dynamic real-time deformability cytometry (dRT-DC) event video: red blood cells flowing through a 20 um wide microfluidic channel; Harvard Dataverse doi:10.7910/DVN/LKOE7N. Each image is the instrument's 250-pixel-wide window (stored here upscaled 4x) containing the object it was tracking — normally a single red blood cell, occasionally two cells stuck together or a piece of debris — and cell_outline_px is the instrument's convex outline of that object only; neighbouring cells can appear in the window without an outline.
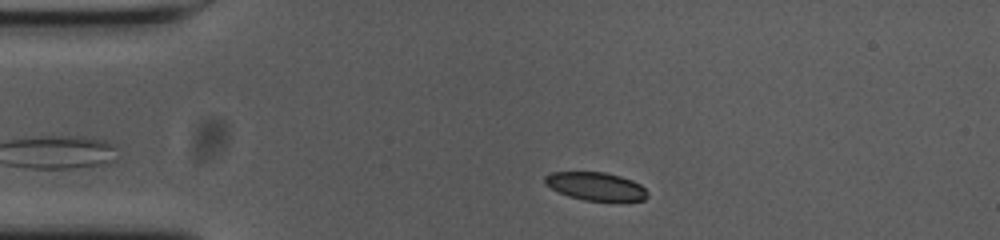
{"species": "common noctule bat (a hibernating species)", "species_latin": "Nyctalus noctula", "temperature_condition": "cold", "stored_images_in_passage": 41, "camera_frame_rate_fps": 3000, "um_per_image_px": 0.085, "animal": {"sex": "female", "body_mass_g": 23.0, "forearm_length_mm": 53.4}, "frame": {"image": 1, "passage_image": 3, "time_ms": 0.667, "image_size_px": [1000, 240], "cell_outline_px": [[648, 196], [644, 200], [584, 200], [568, 196], [552, 188], [544, 180], [544, 176], [552, 172], [604, 172], [620, 176], [632, 180], [640, 184], [648, 192]], "centroid_in_image_um": [50.65, 15.82], "position_along_channel_um": 34.3, "area_um2": 16.53}}
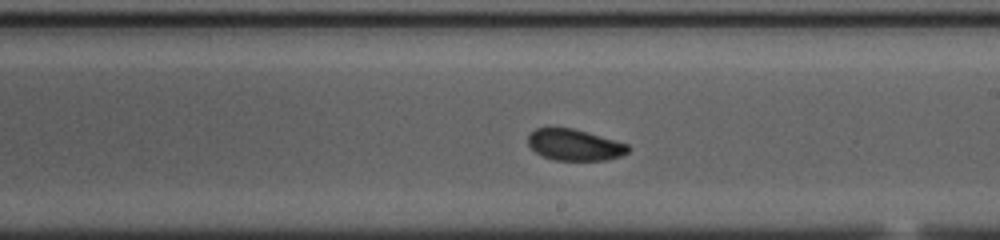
{"frame": {"image": 2, "passage_image": 23, "time_ms": 7.333, "image_size_px": [1000, 240], "cell_outline_px": [[628, 152], [620, 156], [604, 160], [552, 160], [536, 152], [528, 144], [528, 136], [536, 128], [572, 128], [628, 144]], "centroid_in_image_um": [48.82, 12.32], "position_along_channel_um": 240.2, "area_um2": 17.92}}
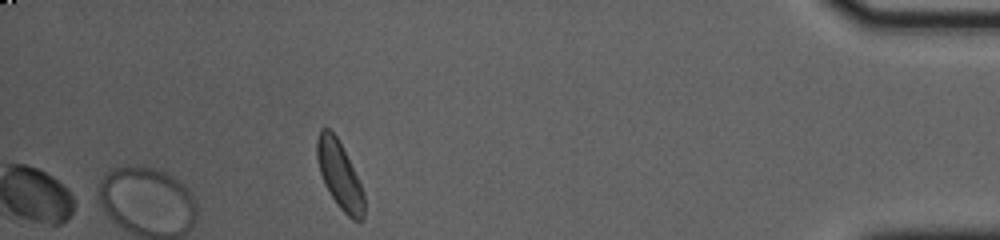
{"frame": {"image": 3, "passage_image": 41, "time_ms": 13.333, "image_size_px": [1000, 240], "cell_outline_px": [[364, 216], [360, 220], [352, 220], [336, 204], [324, 184], [320, 172], [316, 156], [316, 140], [320, 128], [328, 128], [336, 136], [364, 192]], "centroid_in_image_um": [28.83, 14.9], "position_along_channel_um": 406.4, "area_um2": 18.15}, "authors_computed_cell_mechanics": {"area_um2": 18.6694, "velocity_mm_per_s": 3.6678, "shape_relaxation_time_tau1_ms": 1.9913, "shape_relaxation_time_tau2_ms": null, "deformation_change_tau1": 0.0716, "deformation_change_tau2": null}}